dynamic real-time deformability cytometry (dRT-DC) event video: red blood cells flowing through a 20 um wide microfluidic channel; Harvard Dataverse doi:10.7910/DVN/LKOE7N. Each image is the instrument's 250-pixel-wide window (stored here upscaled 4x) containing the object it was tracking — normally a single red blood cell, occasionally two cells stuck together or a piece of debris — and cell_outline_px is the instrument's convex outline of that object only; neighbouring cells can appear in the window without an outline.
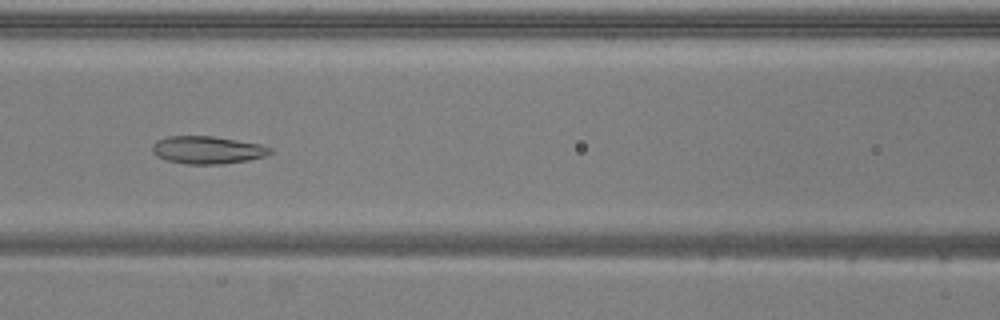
{"species": "common noctule bat (a hibernating species)", "species_latin": "Nyctalus noctula", "temperature_condition": "warm", "stored_images_in_passage": 49, "camera_frame_rate_fps": 3000, "um_per_image_px": 0.085, "animal": {"sex": "male", "body_mass_g": 20.5, "forearm_length_mm": 52.5}, "frame": {"image": 1, "passage_image": 21, "time_ms": 6.667, "image_size_px": [1000, 320], "cell_outline_px": [[272, 152], [264, 156], [248, 160], [224, 164], [188, 164], [168, 160], [156, 156], [152, 152], [152, 144], [156, 140], [168, 136], [212, 136], [260, 144], [272, 148]], "centroid_in_image_um": [17.61, 12.74], "position_along_channel_um": 149.0, "area_um2": 18.96}}
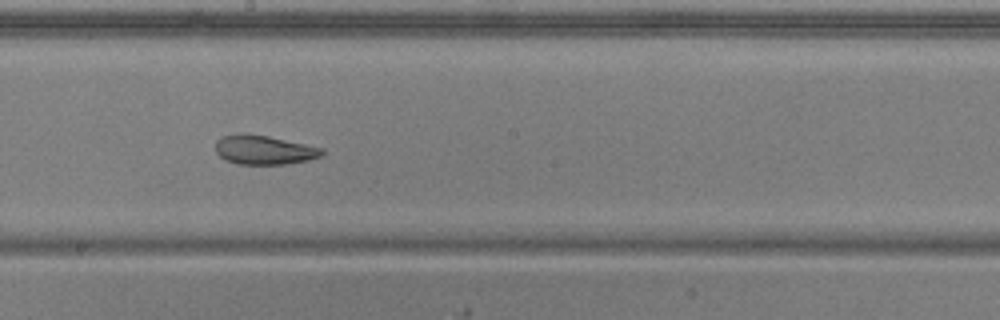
{"frame": {"image": 2, "passage_image": 27, "time_ms": 8.667, "image_size_px": [1000, 320], "cell_outline_px": [[324, 152], [320, 156], [308, 160], [284, 164], [236, 164], [224, 160], [216, 152], [216, 140], [220, 136], [236, 132], [244, 132], [268, 136], [324, 148]], "centroid_in_image_um": [22.38, 12.72], "position_along_channel_um": 225.8, "area_um2": 18.38}}
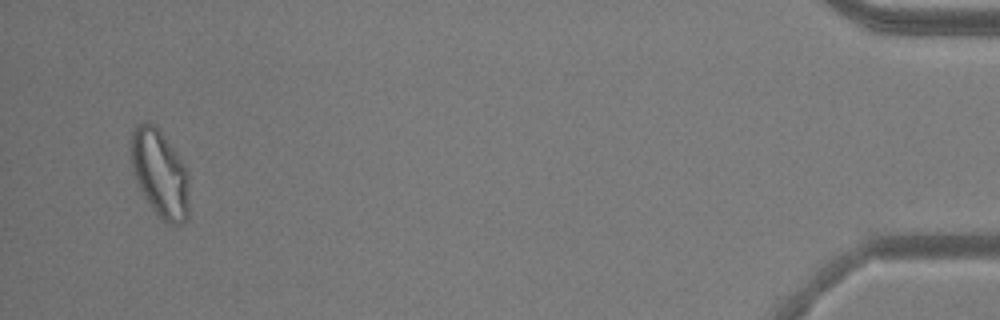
{"frame": {"image": 3, "passage_image": 49, "time_ms": 16.0, "image_size_px": [1000, 320], "cell_outline_px": [[188, 220], [180, 224], [164, 224], [148, 204], [132, 172], [132, 132], [136, 124], [144, 120], [148, 120], [156, 124], [180, 156], [188, 172]], "centroid_in_image_um": [13.6, 14.74], "position_along_channel_um": 421.6, "area_um2": 30.17}, "authors_computed_cell_mechanics": {"area_um2": 18.4382, "velocity_mm_per_s": 3.8467, "shape_relaxation_time_tau1_ms": null, "shape_relaxation_time_tau2_ms": 2.4547, "deformation_change_tau1": null, "deformation_change_tau2": 0.0965}}